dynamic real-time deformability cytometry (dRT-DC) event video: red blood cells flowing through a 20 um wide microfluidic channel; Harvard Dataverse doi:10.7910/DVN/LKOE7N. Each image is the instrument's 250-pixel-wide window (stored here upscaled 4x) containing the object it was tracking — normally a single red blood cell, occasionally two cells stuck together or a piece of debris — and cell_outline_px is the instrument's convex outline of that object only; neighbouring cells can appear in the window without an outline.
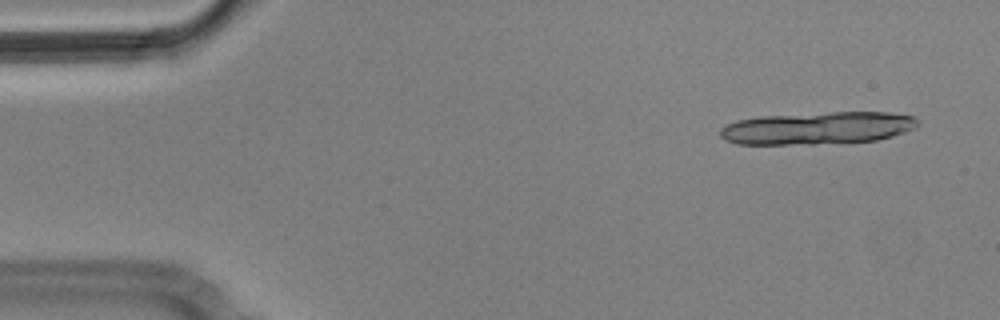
{"species": "Egyptian fruit bat (a non-hibernating species)", "species_latin": "Rousettus aegyptiacus", "temperature_condition": "cold", "stored_images_in_passage": 4, "camera_frame_rate_fps": 3000, "um_per_image_px": 0.085, "animal": {"sex": "male"}, "frame": {"image": 1, "passage_image": 1, "time_ms": 0.0, "image_size_px": [1000, 320], "cell_outline_px": [[920, 124], [904, 132], [892, 136], [876, 140], [812, 144], [736, 144], [724, 140], [720, 136], [720, 128], [736, 120], [760, 116], [832, 112], [888, 112], [912, 116]], "centroid_in_image_um": [69.44, 10.88], "position_along_channel_um": 15.6, "area_um2": 37.28}}